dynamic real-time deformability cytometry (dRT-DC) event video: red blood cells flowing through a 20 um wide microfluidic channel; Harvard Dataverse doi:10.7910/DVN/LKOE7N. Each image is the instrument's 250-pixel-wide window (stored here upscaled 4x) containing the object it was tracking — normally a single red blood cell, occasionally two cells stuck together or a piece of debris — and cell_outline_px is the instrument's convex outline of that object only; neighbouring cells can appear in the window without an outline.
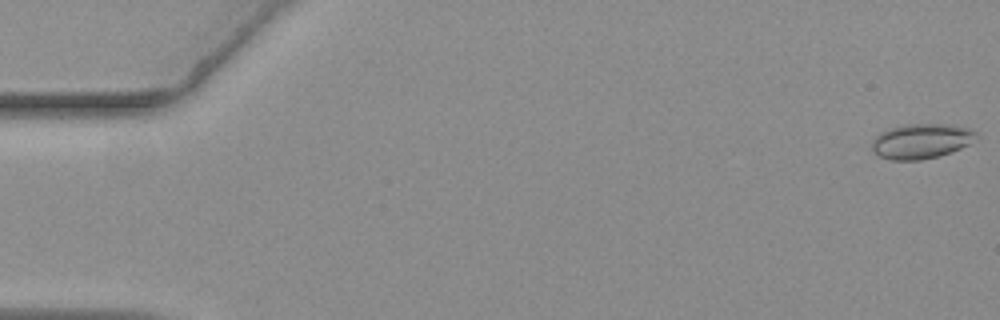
{"species": "common noctule bat (a hibernating species)", "species_latin": "Nyctalus noctula", "temperature_condition": "warm", "stored_images_in_passage": 58, "camera_frame_rate_fps": 3000, "um_per_image_px": 0.085, "animal": {"sex": "female", "body_mass_g": 19.3, "forearm_length_mm": 54.1}, "frame": {"image": 1, "passage_image": 1, "time_ms": 0.0, "image_size_px": [1000, 320], "cell_outline_px": [[980, 136], [968, 144], [952, 152], [940, 156], [920, 160], [888, 160], [872, 152], [872, 140], [880, 132], [888, 128], [904, 124], [948, 124], [968, 128], [976, 132]], "centroid_in_image_um": [78.29, 12.0], "position_along_channel_um": 6.7, "area_um2": 21.5}}
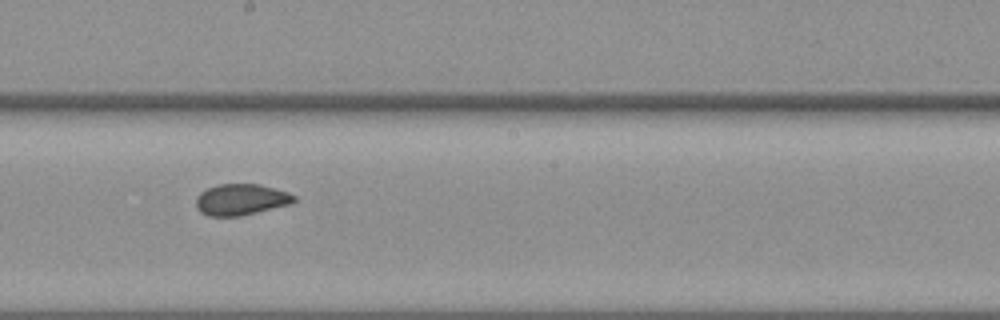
{"frame": {"image": 2, "passage_image": 32, "time_ms": 10.333, "image_size_px": [1000, 320], "cell_outline_px": [[296, 200], [292, 204], [240, 216], [208, 216], [200, 212], [196, 208], [196, 196], [200, 192], [216, 184], [260, 184], [288, 192], [296, 196]], "centroid_in_image_um": [20.48, 16.96], "position_along_channel_um": 227.7, "area_um2": 18.03}}
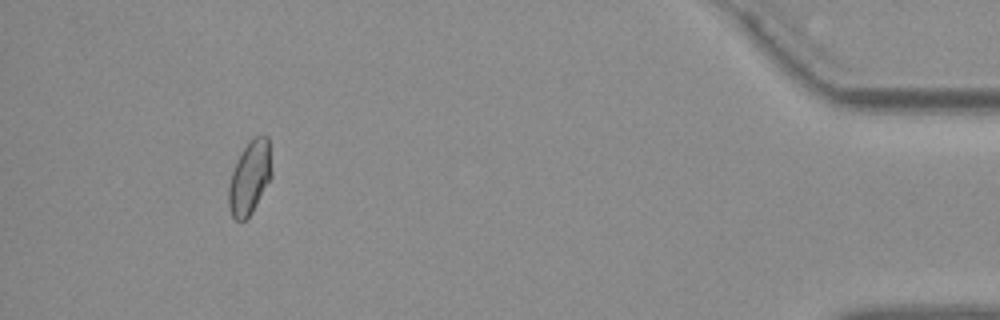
{"frame": {"image": 3, "passage_image": 53, "time_ms": 17.333, "image_size_px": [1000, 320], "cell_outline_px": [[272, 176], [252, 212], [244, 220], [236, 220], [232, 216], [228, 208], [228, 188], [232, 172], [236, 160], [244, 148], [256, 136], [268, 136], [272, 172]], "centroid_in_image_um": [21.22, 15.11], "position_along_channel_um": 414.0, "area_um2": 18.21}, "authors_computed_cell_mechanics": {"area_um2": 18.3515, "velocity_mm_per_s": 3.6333, "shape_relaxation_time_tau1_ms": null, "shape_relaxation_time_tau2_ms": 1.2483, "deformation_change_tau1": null, "deformation_change_tau2": 0.0549}}